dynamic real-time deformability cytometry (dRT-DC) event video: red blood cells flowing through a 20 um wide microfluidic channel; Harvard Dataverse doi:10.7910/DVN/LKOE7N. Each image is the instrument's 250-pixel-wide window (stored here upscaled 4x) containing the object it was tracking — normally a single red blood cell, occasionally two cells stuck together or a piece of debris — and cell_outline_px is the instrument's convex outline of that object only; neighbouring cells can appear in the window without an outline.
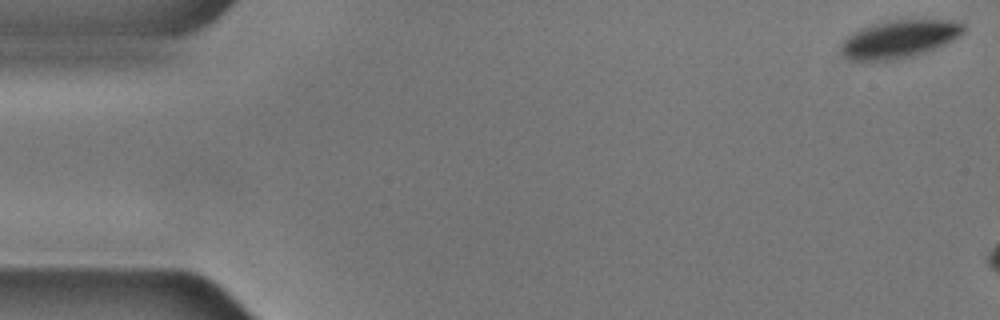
{"species": "common noctule bat (a hibernating species)", "species_latin": "Nyctalus noctula", "temperature_condition": "cold", "stored_images_in_passage": 7, "camera_frame_rate_fps": 3000, "um_per_image_px": 0.085, "animal": {"sex": "male", "body_mass_g": 17.9, "forearm_length_mm": 54.2}, "frame": {"image": 1, "passage_image": 1, "time_ms": 0.0, "image_size_px": [1000, 320], "cell_outline_px": [[964, 32], [952, 40], [944, 44], [916, 56], [892, 60], [848, 60], [840, 52], [840, 44], [852, 32], [860, 28], [872, 24], [888, 20], [948, 20], [964, 24]], "centroid_in_image_um": [76.39, 3.32], "position_along_channel_um": 8.6, "area_um2": 26.99}}